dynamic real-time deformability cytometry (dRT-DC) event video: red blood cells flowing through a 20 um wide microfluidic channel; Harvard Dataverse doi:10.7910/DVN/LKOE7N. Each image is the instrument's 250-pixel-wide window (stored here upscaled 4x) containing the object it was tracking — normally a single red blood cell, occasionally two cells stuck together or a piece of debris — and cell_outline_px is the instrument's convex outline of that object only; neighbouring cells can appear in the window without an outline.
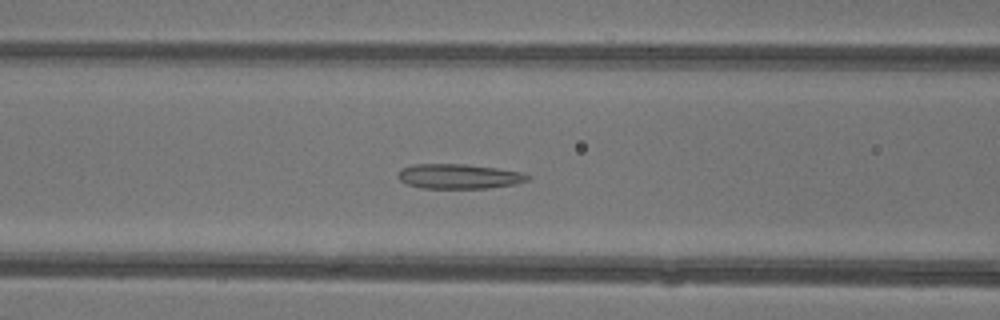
{"species": "common noctule bat (a hibernating species)", "species_latin": "Nyctalus noctula", "temperature_condition": "warm", "stored_images_in_passage": 48, "camera_frame_rate_fps": 3000, "um_per_image_px": 0.085, "animal": {"sex": "female"}, "frame": {"image": 1, "passage_image": 21, "time_ms": 6.667, "image_size_px": [1000, 320], "cell_outline_px": [[532, 176], [528, 180], [516, 184], [488, 188], [420, 188], [408, 184], [400, 180], [396, 176], [400, 168], [412, 164], [464, 164], [496, 168], [524, 172]], "centroid_in_image_um": [39.0, 14.98], "position_along_channel_um": 127.6, "area_um2": 18.9}}
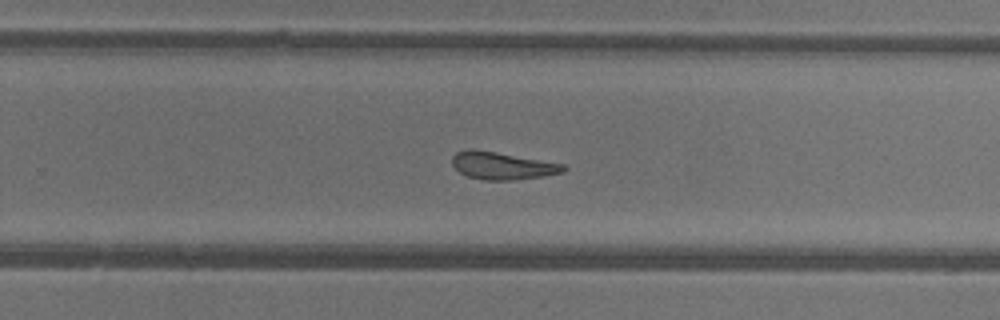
{"frame": {"image": 2, "passage_image": 32, "time_ms": 10.333, "image_size_px": [1000, 320], "cell_outline_px": [[568, 168], [564, 172], [544, 176], [508, 180], [484, 180], [468, 176], [460, 172], [452, 164], [452, 156], [456, 152], [468, 148], [472, 148], [496, 152], [564, 164]], "centroid_in_image_um": [42.68, 14.07], "position_along_channel_um": 287.1, "area_um2": 17.74}}
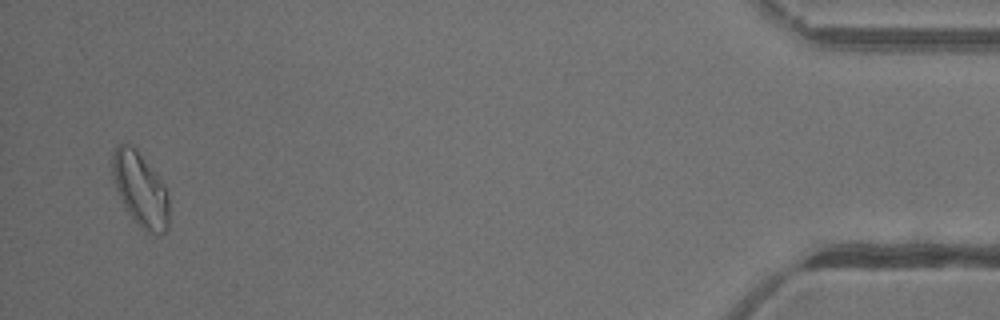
{"frame": {"image": 3, "passage_image": 47, "time_ms": 15.333, "image_size_px": [1000, 320], "cell_outline_px": [[168, 228], [160, 236], [156, 236], [148, 232], [128, 212], [116, 188], [112, 176], [112, 152], [116, 144], [128, 144], [136, 148], [160, 180], [168, 192]], "centroid_in_image_um": [11.92, 16.08], "position_along_channel_um": 423.3, "area_um2": 24.04}, "authors_computed_cell_mechanics": {"area_um2": 20.4901, "velocity_mm_per_s": 4.3605, "shape_relaxation_time_tau1_ms": null, "shape_relaxation_time_tau2_ms": 2.6653, "deformation_change_tau1": null, "deformation_change_tau2": 0.1268}}